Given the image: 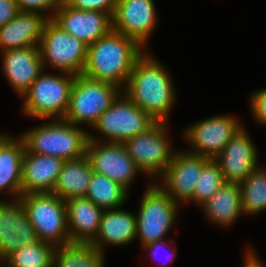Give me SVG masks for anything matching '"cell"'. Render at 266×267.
Masks as SVG:
<instances>
[{
  "label": "cell",
  "instance_id": "1",
  "mask_svg": "<svg viewBox=\"0 0 266 267\" xmlns=\"http://www.w3.org/2000/svg\"><path fill=\"white\" fill-rule=\"evenodd\" d=\"M175 87L167 69L150 53L136 61L124 94L157 122H167L175 101Z\"/></svg>",
  "mask_w": 266,
  "mask_h": 267
},
{
  "label": "cell",
  "instance_id": "2",
  "mask_svg": "<svg viewBox=\"0 0 266 267\" xmlns=\"http://www.w3.org/2000/svg\"><path fill=\"white\" fill-rule=\"evenodd\" d=\"M134 39L114 31L88 46L83 75L125 88L136 61L145 53Z\"/></svg>",
  "mask_w": 266,
  "mask_h": 267
},
{
  "label": "cell",
  "instance_id": "3",
  "mask_svg": "<svg viewBox=\"0 0 266 267\" xmlns=\"http://www.w3.org/2000/svg\"><path fill=\"white\" fill-rule=\"evenodd\" d=\"M43 124L20 136L28 152L55 156L64 161L86 155L89 133L80 126L56 118Z\"/></svg>",
  "mask_w": 266,
  "mask_h": 267
},
{
  "label": "cell",
  "instance_id": "4",
  "mask_svg": "<svg viewBox=\"0 0 266 267\" xmlns=\"http://www.w3.org/2000/svg\"><path fill=\"white\" fill-rule=\"evenodd\" d=\"M120 90L106 81L93 80L83 74L75 76L64 119L77 126L86 123L93 127L122 93Z\"/></svg>",
  "mask_w": 266,
  "mask_h": 267
},
{
  "label": "cell",
  "instance_id": "5",
  "mask_svg": "<svg viewBox=\"0 0 266 267\" xmlns=\"http://www.w3.org/2000/svg\"><path fill=\"white\" fill-rule=\"evenodd\" d=\"M43 72L22 96L23 112L32 118L64 119L75 75L62 72L60 76Z\"/></svg>",
  "mask_w": 266,
  "mask_h": 267
},
{
  "label": "cell",
  "instance_id": "6",
  "mask_svg": "<svg viewBox=\"0 0 266 267\" xmlns=\"http://www.w3.org/2000/svg\"><path fill=\"white\" fill-rule=\"evenodd\" d=\"M38 240L55 247L70 243L66 204L54 193H29L20 196Z\"/></svg>",
  "mask_w": 266,
  "mask_h": 267
},
{
  "label": "cell",
  "instance_id": "7",
  "mask_svg": "<svg viewBox=\"0 0 266 267\" xmlns=\"http://www.w3.org/2000/svg\"><path fill=\"white\" fill-rule=\"evenodd\" d=\"M43 68L49 64L54 69L75 76L83 73L88 46L67 33L53 19H48L39 42Z\"/></svg>",
  "mask_w": 266,
  "mask_h": 267
},
{
  "label": "cell",
  "instance_id": "8",
  "mask_svg": "<svg viewBox=\"0 0 266 267\" xmlns=\"http://www.w3.org/2000/svg\"><path fill=\"white\" fill-rule=\"evenodd\" d=\"M178 207L157 183L149 184L141 200L139 213L135 215L136 238L141 241V247L165 239L164 236L177 219Z\"/></svg>",
  "mask_w": 266,
  "mask_h": 267
},
{
  "label": "cell",
  "instance_id": "9",
  "mask_svg": "<svg viewBox=\"0 0 266 267\" xmlns=\"http://www.w3.org/2000/svg\"><path fill=\"white\" fill-rule=\"evenodd\" d=\"M156 122L121 93L93 127L108 138L105 143L123 144L128 139L146 132Z\"/></svg>",
  "mask_w": 266,
  "mask_h": 267
},
{
  "label": "cell",
  "instance_id": "10",
  "mask_svg": "<svg viewBox=\"0 0 266 267\" xmlns=\"http://www.w3.org/2000/svg\"><path fill=\"white\" fill-rule=\"evenodd\" d=\"M166 122H156L146 132L140 133L125 141L123 144L128 155L138 168L150 177L164 173L170 164L174 151L167 139Z\"/></svg>",
  "mask_w": 266,
  "mask_h": 267
},
{
  "label": "cell",
  "instance_id": "11",
  "mask_svg": "<svg viewBox=\"0 0 266 267\" xmlns=\"http://www.w3.org/2000/svg\"><path fill=\"white\" fill-rule=\"evenodd\" d=\"M86 155L95 173L102 174L122 185L125 189L142 172L128 155L124 144L104 143L89 134Z\"/></svg>",
  "mask_w": 266,
  "mask_h": 267
},
{
  "label": "cell",
  "instance_id": "12",
  "mask_svg": "<svg viewBox=\"0 0 266 267\" xmlns=\"http://www.w3.org/2000/svg\"><path fill=\"white\" fill-rule=\"evenodd\" d=\"M242 128L237 117L231 115L201 120L185 130L184 137L192 146L187 152L214 160Z\"/></svg>",
  "mask_w": 266,
  "mask_h": 267
},
{
  "label": "cell",
  "instance_id": "13",
  "mask_svg": "<svg viewBox=\"0 0 266 267\" xmlns=\"http://www.w3.org/2000/svg\"><path fill=\"white\" fill-rule=\"evenodd\" d=\"M211 159L190 152H175L158 186L177 204L192 201L203 167ZM163 184V185H162Z\"/></svg>",
  "mask_w": 266,
  "mask_h": 267
},
{
  "label": "cell",
  "instance_id": "14",
  "mask_svg": "<svg viewBox=\"0 0 266 267\" xmlns=\"http://www.w3.org/2000/svg\"><path fill=\"white\" fill-rule=\"evenodd\" d=\"M153 0H117L112 29L146 46L157 16Z\"/></svg>",
  "mask_w": 266,
  "mask_h": 267
},
{
  "label": "cell",
  "instance_id": "15",
  "mask_svg": "<svg viewBox=\"0 0 266 267\" xmlns=\"http://www.w3.org/2000/svg\"><path fill=\"white\" fill-rule=\"evenodd\" d=\"M67 33L75 36L87 46L93 44L112 30V16L94 10H78L63 0L52 18Z\"/></svg>",
  "mask_w": 266,
  "mask_h": 267
},
{
  "label": "cell",
  "instance_id": "16",
  "mask_svg": "<svg viewBox=\"0 0 266 267\" xmlns=\"http://www.w3.org/2000/svg\"><path fill=\"white\" fill-rule=\"evenodd\" d=\"M37 241L20 197L12 202L0 200V263L21 246Z\"/></svg>",
  "mask_w": 266,
  "mask_h": 267
},
{
  "label": "cell",
  "instance_id": "17",
  "mask_svg": "<svg viewBox=\"0 0 266 267\" xmlns=\"http://www.w3.org/2000/svg\"><path fill=\"white\" fill-rule=\"evenodd\" d=\"M257 149L243 127L214 159L226 183L241 184L259 166Z\"/></svg>",
  "mask_w": 266,
  "mask_h": 267
},
{
  "label": "cell",
  "instance_id": "18",
  "mask_svg": "<svg viewBox=\"0 0 266 267\" xmlns=\"http://www.w3.org/2000/svg\"><path fill=\"white\" fill-rule=\"evenodd\" d=\"M2 70L14 91L23 96L44 70L39 46L2 52Z\"/></svg>",
  "mask_w": 266,
  "mask_h": 267
},
{
  "label": "cell",
  "instance_id": "19",
  "mask_svg": "<svg viewBox=\"0 0 266 267\" xmlns=\"http://www.w3.org/2000/svg\"><path fill=\"white\" fill-rule=\"evenodd\" d=\"M63 163L62 158L31 153L25 149L22 162V195L52 193Z\"/></svg>",
  "mask_w": 266,
  "mask_h": 267
},
{
  "label": "cell",
  "instance_id": "20",
  "mask_svg": "<svg viewBox=\"0 0 266 267\" xmlns=\"http://www.w3.org/2000/svg\"><path fill=\"white\" fill-rule=\"evenodd\" d=\"M70 241L91 244L100 229L103 209L85 197L65 200Z\"/></svg>",
  "mask_w": 266,
  "mask_h": 267
},
{
  "label": "cell",
  "instance_id": "21",
  "mask_svg": "<svg viewBox=\"0 0 266 267\" xmlns=\"http://www.w3.org/2000/svg\"><path fill=\"white\" fill-rule=\"evenodd\" d=\"M49 19L37 12H22L0 27V47L3 51L39 46L44 26Z\"/></svg>",
  "mask_w": 266,
  "mask_h": 267
},
{
  "label": "cell",
  "instance_id": "22",
  "mask_svg": "<svg viewBox=\"0 0 266 267\" xmlns=\"http://www.w3.org/2000/svg\"><path fill=\"white\" fill-rule=\"evenodd\" d=\"M25 153V144L21 137L12 138L9 135H0V192L22 195V162Z\"/></svg>",
  "mask_w": 266,
  "mask_h": 267
},
{
  "label": "cell",
  "instance_id": "23",
  "mask_svg": "<svg viewBox=\"0 0 266 267\" xmlns=\"http://www.w3.org/2000/svg\"><path fill=\"white\" fill-rule=\"evenodd\" d=\"M136 233V217L133 213L121 210V208L104 210L99 232L91 244L103 253L104 244L128 245L136 239Z\"/></svg>",
  "mask_w": 266,
  "mask_h": 267
},
{
  "label": "cell",
  "instance_id": "24",
  "mask_svg": "<svg viewBox=\"0 0 266 267\" xmlns=\"http://www.w3.org/2000/svg\"><path fill=\"white\" fill-rule=\"evenodd\" d=\"M92 173V166L87 155L65 160L52 193L63 200L85 197Z\"/></svg>",
  "mask_w": 266,
  "mask_h": 267
},
{
  "label": "cell",
  "instance_id": "25",
  "mask_svg": "<svg viewBox=\"0 0 266 267\" xmlns=\"http://www.w3.org/2000/svg\"><path fill=\"white\" fill-rule=\"evenodd\" d=\"M201 207L211 222L225 227L232 225L243 214L240 184L225 183Z\"/></svg>",
  "mask_w": 266,
  "mask_h": 267
},
{
  "label": "cell",
  "instance_id": "26",
  "mask_svg": "<svg viewBox=\"0 0 266 267\" xmlns=\"http://www.w3.org/2000/svg\"><path fill=\"white\" fill-rule=\"evenodd\" d=\"M53 267H104V254L89 243L57 246Z\"/></svg>",
  "mask_w": 266,
  "mask_h": 267
},
{
  "label": "cell",
  "instance_id": "27",
  "mask_svg": "<svg viewBox=\"0 0 266 267\" xmlns=\"http://www.w3.org/2000/svg\"><path fill=\"white\" fill-rule=\"evenodd\" d=\"M129 190L105 175L93 172L85 198L103 210L118 209L125 204Z\"/></svg>",
  "mask_w": 266,
  "mask_h": 267
},
{
  "label": "cell",
  "instance_id": "28",
  "mask_svg": "<svg viewBox=\"0 0 266 267\" xmlns=\"http://www.w3.org/2000/svg\"><path fill=\"white\" fill-rule=\"evenodd\" d=\"M55 249L54 245L39 240L21 246L0 264L3 267H53Z\"/></svg>",
  "mask_w": 266,
  "mask_h": 267
},
{
  "label": "cell",
  "instance_id": "29",
  "mask_svg": "<svg viewBox=\"0 0 266 267\" xmlns=\"http://www.w3.org/2000/svg\"><path fill=\"white\" fill-rule=\"evenodd\" d=\"M241 207L245 215L266 210V169L255 168L240 184Z\"/></svg>",
  "mask_w": 266,
  "mask_h": 267
},
{
  "label": "cell",
  "instance_id": "30",
  "mask_svg": "<svg viewBox=\"0 0 266 267\" xmlns=\"http://www.w3.org/2000/svg\"><path fill=\"white\" fill-rule=\"evenodd\" d=\"M222 171L215 160H210L204 167L195 186L192 202L200 206L205 204L225 184Z\"/></svg>",
  "mask_w": 266,
  "mask_h": 267
},
{
  "label": "cell",
  "instance_id": "31",
  "mask_svg": "<svg viewBox=\"0 0 266 267\" xmlns=\"http://www.w3.org/2000/svg\"><path fill=\"white\" fill-rule=\"evenodd\" d=\"M67 5L78 10H94L113 16L117 0H63Z\"/></svg>",
  "mask_w": 266,
  "mask_h": 267
},
{
  "label": "cell",
  "instance_id": "32",
  "mask_svg": "<svg viewBox=\"0 0 266 267\" xmlns=\"http://www.w3.org/2000/svg\"><path fill=\"white\" fill-rule=\"evenodd\" d=\"M15 1L18 4L20 11L22 12H37L44 15L43 14L44 10H45L44 12L52 11L53 13H49L50 14L49 19H52L55 15V12L61 0H15Z\"/></svg>",
  "mask_w": 266,
  "mask_h": 267
},
{
  "label": "cell",
  "instance_id": "33",
  "mask_svg": "<svg viewBox=\"0 0 266 267\" xmlns=\"http://www.w3.org/2000/svg\"><path fill=\"white\" fill-rule=\"evenodd\" d=\"M252 114L258 123L266 124V88L255 92L250 97Z\"/></svg>",
  "mask_w": 266,
  "mask_h": 267
},
{
  "label": "cell",
  "instance_id": "34",
  "mask_svg": "<svg viewBox=\"0 0 266 267\" xmlns=\"http://www.w3.org/2000/svg\"><path fill=\"white\" fill-rule=\"evenodd\" d=\"M20 13L15 0H0V27L9 23Z\"/></svg>",
  "mask_w": 266,
  "mask_h": 267
},
{
  "label": "cell",
  "instance_id": "35",
  "mask_svg": "<svg viewBox=\"0 0 266 267\" xmlns=\"http://www.w3.org/2000/svg\"><path fill=\"white\" fill-rule=\"evenodd\" d=\"M163 246H165L163 244V240H158V241H155V242L148 243V244L142 246V248H143V250L145 249L147 252H150L151 255L155 256L157 254V252L159 250H161V248H163ZM176 251H177V249L175 247H173V251H171L172 252V254H171L172 256H170L171 258H169V261H167L168 263L169 262L172 263V261L176 257V253H177Z\"/></svg>",
  "mask_w": 266,
  "mask_h": 267
},
{
  "label": "cell",
  "instance_id": "36",
  "mask_svg": "<svg viewBox=\"0 0 266 267\" xmlns=\"http://www.w3.org/2000/svg\"><path fill=\"white\" fill-rule=\"evenodd\" d=\"M257 257L258 256L255 255L252 249H248L243 267H265V265L260 261V258L258 259Z\"/></svg>",
  "mask_w": 266,
  "mask_h": 267
}]
</instances>
